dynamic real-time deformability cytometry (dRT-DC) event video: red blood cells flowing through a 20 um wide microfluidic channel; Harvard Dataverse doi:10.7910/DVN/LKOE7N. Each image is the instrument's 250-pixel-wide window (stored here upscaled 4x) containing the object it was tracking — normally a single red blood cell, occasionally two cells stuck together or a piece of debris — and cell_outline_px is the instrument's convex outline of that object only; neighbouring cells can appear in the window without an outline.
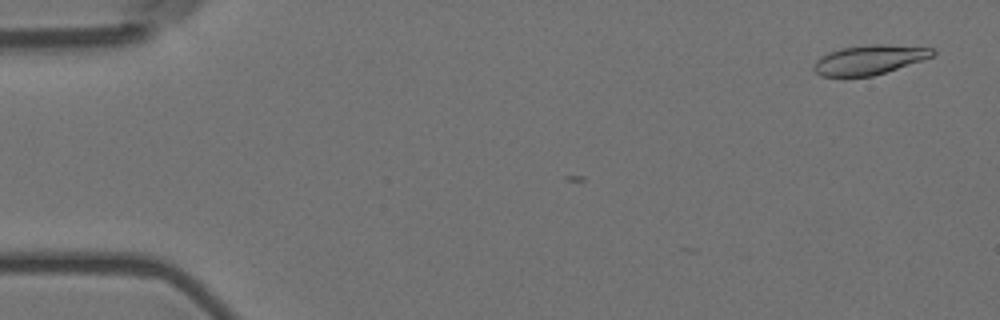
{"species": "Egyptian fruit bat (a non-hibernating species)", "species_latin": "Rousettus aegyptiacus", "temperature_condition": "room temperature", "stored_images_in_passage": 3, "camera_frame_rate_fps": 3000, "um_per_image_px": 0.085, "animal": {"sex": "female"}, "frame": {"image": 1, "passage_image": 1, "time_ms": 0.0, "image_size_px": [1000, 320], "cell_outline_px": [[936, 52], [932, 56], [872, 76], [820, 76], [812, 68], [816, 60], [820, 56], [828, 52], [840, 48], [872, 44], [888, 44], [932, 48]], "centroid_in_image_um": [73.83, 5.06], "position_along_channel_um": 11.2, "area_um2": 20.11}}